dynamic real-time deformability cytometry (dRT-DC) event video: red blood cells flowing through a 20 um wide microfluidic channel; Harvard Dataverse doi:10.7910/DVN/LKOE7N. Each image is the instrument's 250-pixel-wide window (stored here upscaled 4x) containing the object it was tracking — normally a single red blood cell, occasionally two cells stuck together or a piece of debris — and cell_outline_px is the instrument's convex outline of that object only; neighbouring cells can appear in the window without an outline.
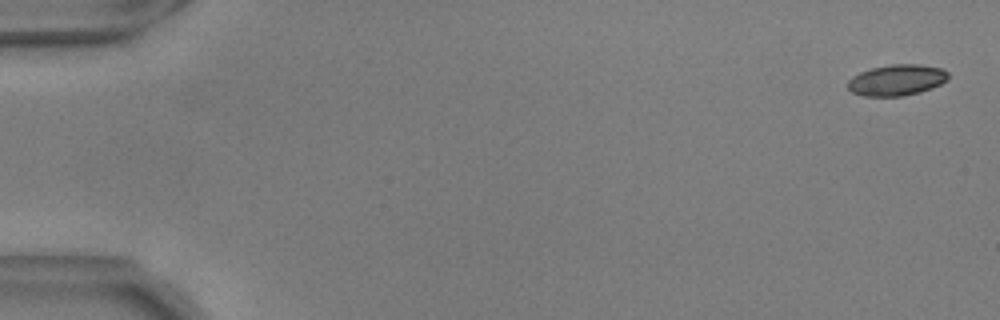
{"species": "common noctule bat (a hibernating species)", "species_latin": "Nyctalus noctula", "temperature_condition": "warm", "stored_images_in_passage": 56, "camera_frame_rate_fps": 3000, "um_per_image_px": 0.085, "animal": {"sex": "male", "body_mass_g": 17.9, "forearm_length_mm": 54.2}, "frame": {"image": 1, "passage_image": 2, "time_ms": 0.333, "image_size_px": [1000, 320], "cell_outline_px": [[948, 80], [932, 88], [920, 92], [904, 96], [864, 96], [852, 92], [848, 88], [848, 80], [852, 76], [860, 72], [872, 68], [892, 64], [920, 64], [940, 68], [948, 72]], "centroid_in_image_um": [76.23, 6.81], "position_along_channel_um": 8.8, "area_um2": 18.21}}
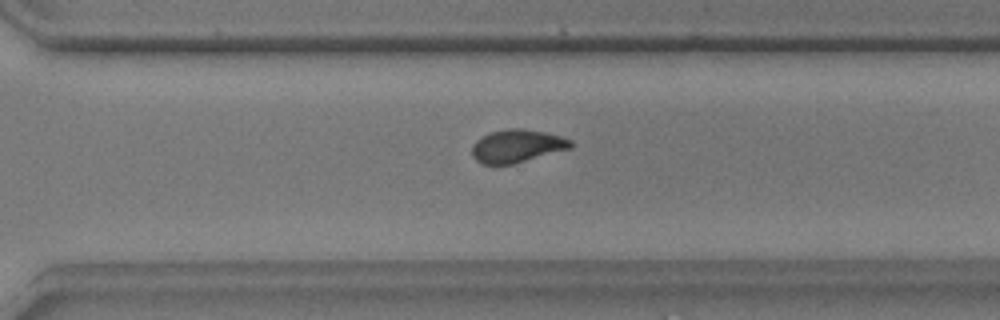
{"frame": {"image": 2, "passage_image": 40, "time_ms": 13.0, "image_size_px": [1000, 320], "cell_outline_px": [[572, 148], [512, 164], [480, 164], [472, 156], [472, 144], [476, 140], [488, 132], [508, 128], [520, 128], [544, 132], [560, 136], [572, 140]], "centroid_in_image_um": [43.91, 12.4], "position_along_channel_um": 326.7, "area_um2": 19.02}}
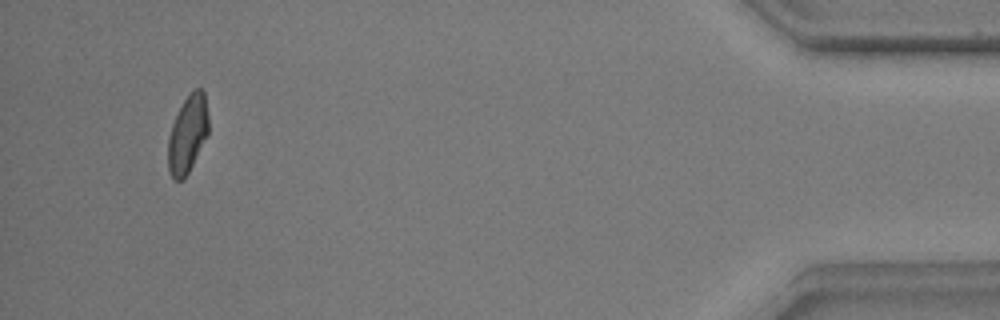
{"frame": {"image": 3, "passage_image": 53, "time_ms": 17.333, "image_size_px": [1000, 320], "cell_outline_px": [[208, 136], [184, 180], [176, 180], [168, 172], [168, 140], [172, 124], [184, 100], [196, 88], [204, 88], [208, 116]], "centroid_in_image_um": [15.96, 11.42], "position_along_channel_um": 419.2, "area_um2": 18.26}, "authors_computed_cell_mechanics": {"area_um2": 19.1318, "velocity_mm_per_s": 3.6904, "shape_relaxation_time_tau1_ms": 7.0116, "shape_relaxation_time_tau2_ms": 1.3312, "deformation_change_tau1": 0.1885, "deformation_change_tau2": 0.0523}}